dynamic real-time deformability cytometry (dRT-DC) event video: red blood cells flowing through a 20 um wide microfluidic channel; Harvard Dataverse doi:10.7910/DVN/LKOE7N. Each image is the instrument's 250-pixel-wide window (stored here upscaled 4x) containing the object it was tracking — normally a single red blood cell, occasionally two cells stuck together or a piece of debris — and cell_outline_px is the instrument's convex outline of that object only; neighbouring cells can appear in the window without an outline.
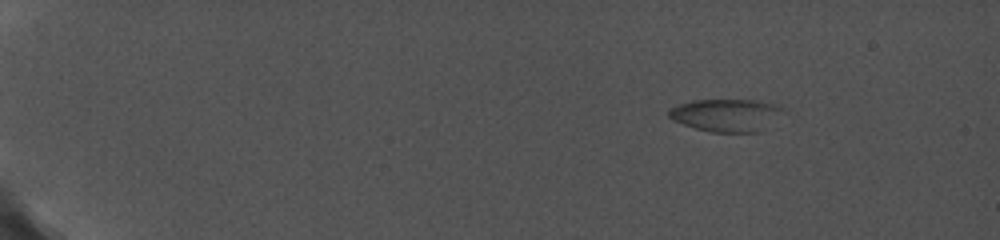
{"species": "common noctule bat (a hibernating species)", "species_latin": "Nyctalus noctula", "temperature_condition": "cold", "stored_images_in_passage": 10, "camera_frame_rate_fps": 5000, "um_per_image_px": 0.085, "animal": {"sex": "female", "body_mass_g": 19.0, "forearm_length_mm": 56.7}, "frame": {"image": 1, "passage_image": 1, "time_ms": 0.0, "image_size_px": [1000, 240], "cell_outline_px": [[784, 112], [760, 132], [712, 132], [696, 128], [672, 120], [668, 116], [668, 108], [692, 100], [756, 100], [772, 104], [780, 108]], "centroid_in_image_um": [61.69, 9.78], "position_along_channel_um": 23.3, "area_um2": 21.5}}
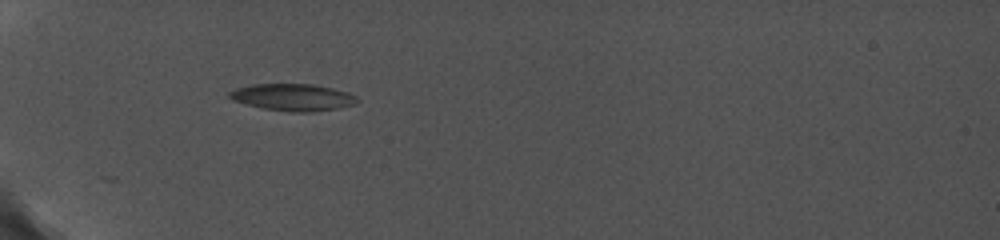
{"frame": {"image": 2, "passage_image": 6, "time_ms": 4.6, "image_size_px": [1000, 240], "cell_outline_px": [[360, 100], [356, 104], [336, 108], [312, 112], [288, 112], [264, 108], [232, 100], [228, 96], [228, 92], [236, 88], [252, 84], [312, 84], [332, 88], [348, 92], [356, 96]], "centroid_in_image_um": [24.9, 8.26], "position_along_channel_um": 60.1, "area_um2": 20.06}}